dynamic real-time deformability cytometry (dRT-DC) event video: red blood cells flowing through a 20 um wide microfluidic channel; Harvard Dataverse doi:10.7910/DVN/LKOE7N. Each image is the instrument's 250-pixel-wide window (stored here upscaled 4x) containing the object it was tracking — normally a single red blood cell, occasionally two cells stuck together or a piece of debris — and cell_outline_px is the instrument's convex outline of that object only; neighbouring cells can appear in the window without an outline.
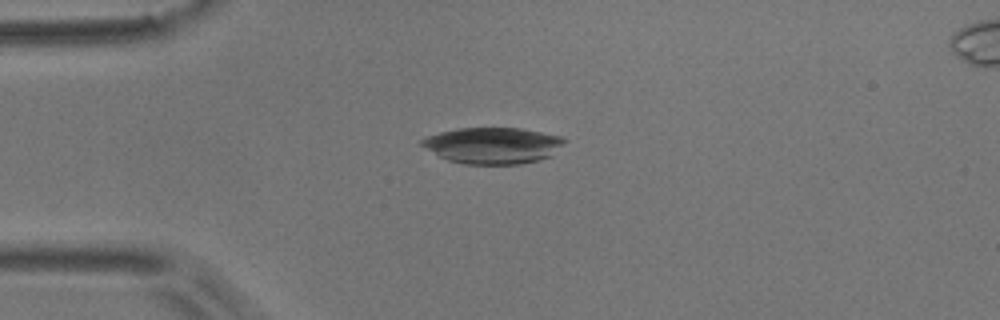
{"species": "common noctule bat (a hibernating species)", "species_latin": "Nyctalus noctula", "temperature_condition": "room temperature", "stored_images_in_passage": 54, "camera_frame_rate_fps": 3000, "um_per_image_px": 0.085, "animal": {"sex": "male", "body_mass_g": 17.9}, "frame": {"image": 1, "passage_image": 13, "time_ms": 4.0, "image_size_px": [1000, 320], "cell_outline_px": [[568, 140], [552, 156], [520, 164], [464, 164], [448, 160], [440, 156], [420, 144], [420, 140], [428, 136], [440, 132], [460, 128], [520, 128], [560, 136]], "centroid_in_image_um": [41.92, 12.36], "position_along_channel_um": 43.1, "area_um2": 30.0}}
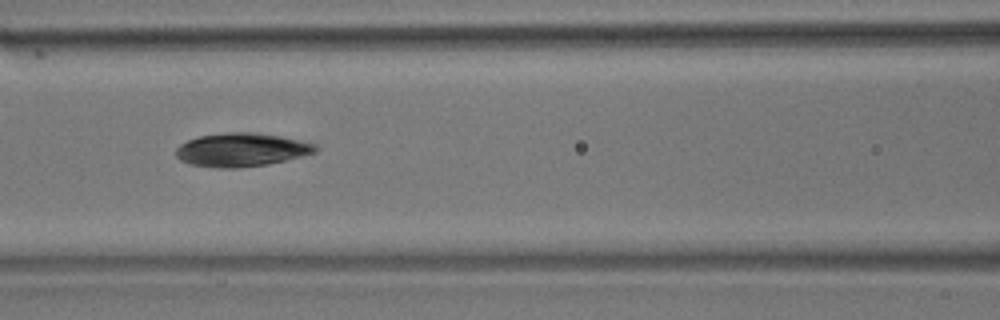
{"frame": {"image": 2, "passage_image": 23, "time_ms": 7.333, "image_size_px": [1000, 320], "cell_outline_px": [[320, 148], [316, 152], [268, 164], [236, 168], [220, 168], [192, 164], [180, 160], [176, 156], [176, 148], [180, 144], [188, 140], [200, 136], [228, 132], [252, 132], [280, 136], [316, 144]], "centroid_in_image_um": [20.52, 12.73], "position_along_channel_um": 146.1, "area_um2": 26.99}}
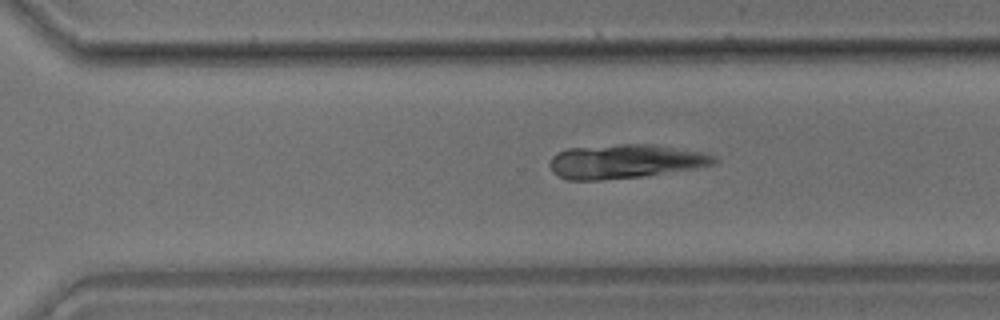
{"frame": {"image": 3, "passage_image": 37, "time_ms": 12.0, "image_size_px": [1000, 320], "cell_outline_px": [[720, 160], [716, 164], [696, 168], [644, 176], [600, 180], [568, 180], [552, 172], [548, 164], [552, 156], [556, 152], [568, 148], [620, 144], [652, 144], [704, 152], [716, 156]], "centroid_in_image_um": [53.15, 13.71], "position_along_channel_um": 317.5, "area_um2": 32.95}}